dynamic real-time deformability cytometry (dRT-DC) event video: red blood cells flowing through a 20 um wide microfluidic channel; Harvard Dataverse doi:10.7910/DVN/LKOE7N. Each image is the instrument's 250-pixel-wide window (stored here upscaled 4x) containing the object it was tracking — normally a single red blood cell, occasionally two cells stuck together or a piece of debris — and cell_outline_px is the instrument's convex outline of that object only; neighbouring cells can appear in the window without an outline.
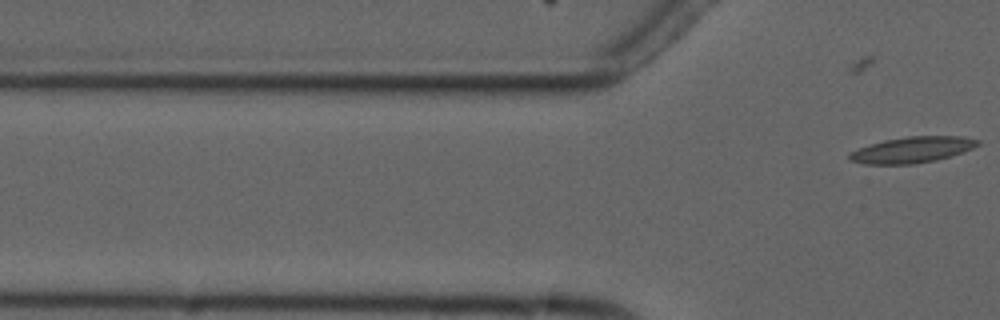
{"species": "common noctule bat (a hibernating species)", "species_latin": "Nyctalus noctula", "temperature_condition": "cold", "stored_images_in_passage": 4, "camera_frame_rate_fps": 3000, "um_per_image_px": 0.085, "animal": {"sex": "male", "forearm_length_mm": 52.5}, "frame": {"image": 1, "passage_image": 4, "time_ms": 4.333, "image_size_px": [1000, 320], "cell_outline_px": [[980, 144], [964, 152], [936, 160], [912, 164], [864, 164], [848, 160], [848, 152], [856, 148], [884, 140], [908, 136], [964, 136], [980, 140]], "centroid_in_image_um": [77.51, 12.73], "position_along_channel_um": 48.3, "area_um2": 19.65}}